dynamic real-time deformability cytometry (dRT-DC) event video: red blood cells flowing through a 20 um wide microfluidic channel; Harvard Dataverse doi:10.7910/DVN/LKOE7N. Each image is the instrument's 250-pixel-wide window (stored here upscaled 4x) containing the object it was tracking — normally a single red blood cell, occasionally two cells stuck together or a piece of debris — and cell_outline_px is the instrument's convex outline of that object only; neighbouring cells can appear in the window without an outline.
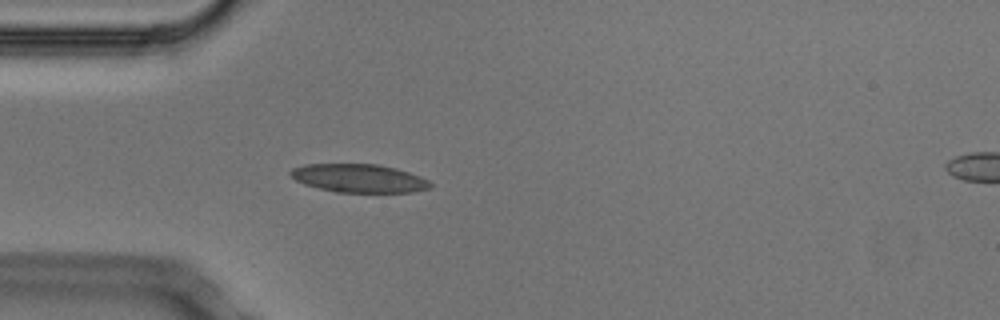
{"species": "Egyptian fruit bat (a non-hibernating species)", "species_latin": "Rousettus aegyptiacus", "temperature_condition": "cold", "stored_images_in_passage": 39, "camera_frame_rate_fps": 3000, "um_per_image_px": 0.085, "animal": {"sex": "male"}, "frame": {"image": 1, "passage_image": 1, "time_ms": 0.0, "image_size_px": [1000, 320], "cell_outline_px": [[432, 188], [412, 192], [336, 192], [304, 184], [296, 180], [288, 172], [292, 168], [304, 164], [376, 164], [396, 168], [420, 176], [428, 180], [432, 184]], "centroid_in_image_um": [30.52, 15.15], "position_along_channel_um": 54.5, "area_um2": 23.06}}
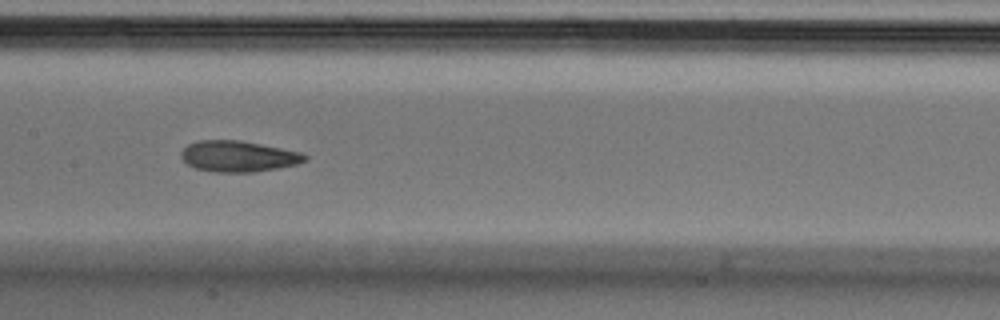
{"frame": {"image": 2, "passage_image": 12, "time_ms": 3.667, "image_size_px": [1000, 320], "cell_outline_px": [[308, 160], [296, 164], [276, 168], [252, 172], [216, 172], [196, 168], [188, 164], [180, 156], [180, 152], [188, 144], [200, 140], [240, 140], [300, 152], [308, 156]], "centroid_in_image_um": [20.24, 13.28], "position_along_channel_um": 187.2, "area_um2": 22.14}}
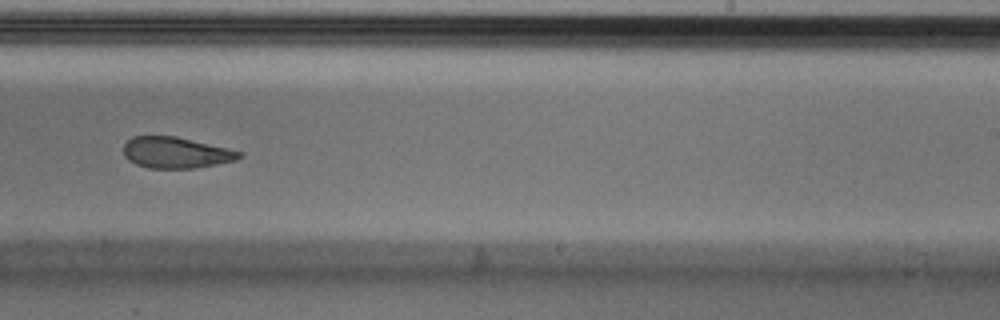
{"frame": {"image": 3, "passage_image": 19, "time_ms": 6.0, "image_size_px": [1000, 320], "cell_outline_px": [[244, 156], [236, 160], [196, 168], [148, 168], [136, 164], [128, 160], [124, 156], [124, 144], [132, 136], [176, 136], [228, 148], [244, 152]], "centroid_in_image_um": [14.97, 12.97], "position_along_channel_um": 274.0, "area_um2": 21.1}, "authors_computed_cell_mechanics": {"area_um2": 22.8888, "velocity_mm_per_s": 3.7482, "shape_relaxation_time_tau1_ms": 10.6984, "shape_relaxation_time_tau2_ms": 3.2937, "deformation_change_tau1": 0.2043, "deformation_change_tau2": 0.0907}}